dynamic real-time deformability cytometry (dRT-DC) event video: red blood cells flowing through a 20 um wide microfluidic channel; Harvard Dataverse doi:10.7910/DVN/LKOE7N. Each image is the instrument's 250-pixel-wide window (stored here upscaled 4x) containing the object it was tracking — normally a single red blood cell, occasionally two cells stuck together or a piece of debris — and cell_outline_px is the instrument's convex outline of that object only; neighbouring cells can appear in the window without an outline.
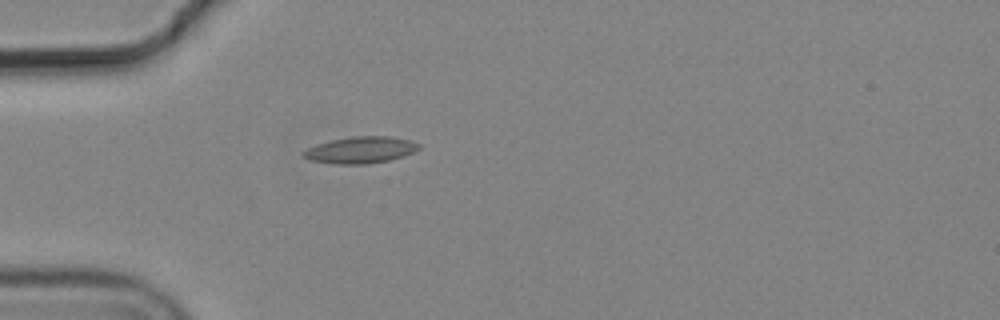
{"species": "common noctule bat (a hibernating species)", "species_latin": "Nyctalus noctula", "temperature_condition": "cold", "stored_images_in_passage": 4, "camera_frame_rate_fps": 3000, "um_per_image_px": 0.085, "animal": {"sex": "male", "body_mass_g": 19.2, "forearm_length_mm": 51.8}, "frame": {"image": 1, "passage_image": 4, "time_ms": 1.0, "image_size_px": [1000, 320], "cell_outline_px": [[420, 148], [404, 156], [388, 160], [364, 164], [336, 164], [308, 160], [300, 156], [300, 152], [316, 144], [332, 140], [352, 136], [388, 136], [408, 140], [420, 144]], "centroid_in_image_um": [30.58, 12.75], "position_along_channel_um": 54.4, "area_um2": 17.92}}